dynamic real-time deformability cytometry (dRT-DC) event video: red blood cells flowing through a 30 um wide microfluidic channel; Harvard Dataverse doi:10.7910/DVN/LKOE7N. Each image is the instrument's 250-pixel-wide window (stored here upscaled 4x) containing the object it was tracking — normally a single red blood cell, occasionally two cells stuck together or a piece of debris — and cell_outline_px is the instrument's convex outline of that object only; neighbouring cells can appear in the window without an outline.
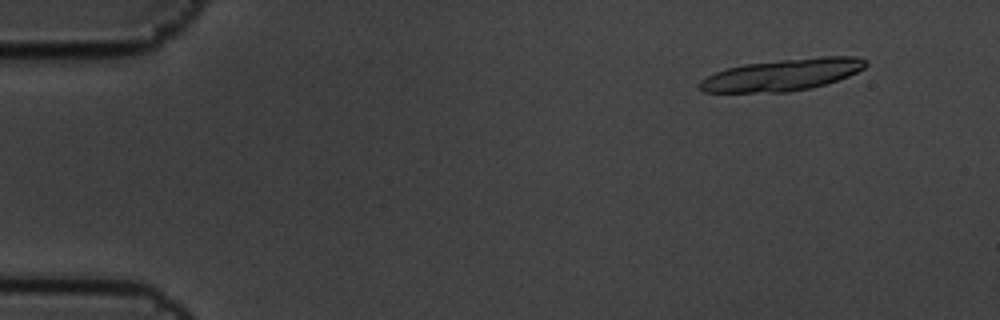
{"species": "common noctule bat (a hibernating species)", "species_latin": "Nyctalus noctula", "temperature_condition": "cold", "stored_images_in_passage": 5, "camera_frame_rate_fps": 3000, "um_per_image_px": 0.085, "animal": {"sex": "male", "body_mass_g": 19.5, "forearm_length_mm": 54.6}, "frame": {"image": 1, "passage_image": 2, "time_ms": 0.333, "image_size_px": [1000, 320], "cell_outline_px": [[868, 64], [864, 68], [848, 76], [824, 84], [808, 88], [788, 92], [704, 92], [700, 88], [700, 80], [716, 72], [728, 68], [744, 64], [780, 60], [820, 56], [856, 56], [868, 60]], "centroid_in_image_um": [66.54, 6.34], "position_along_channel_um": 18.5, "area_um2": 30.52}}